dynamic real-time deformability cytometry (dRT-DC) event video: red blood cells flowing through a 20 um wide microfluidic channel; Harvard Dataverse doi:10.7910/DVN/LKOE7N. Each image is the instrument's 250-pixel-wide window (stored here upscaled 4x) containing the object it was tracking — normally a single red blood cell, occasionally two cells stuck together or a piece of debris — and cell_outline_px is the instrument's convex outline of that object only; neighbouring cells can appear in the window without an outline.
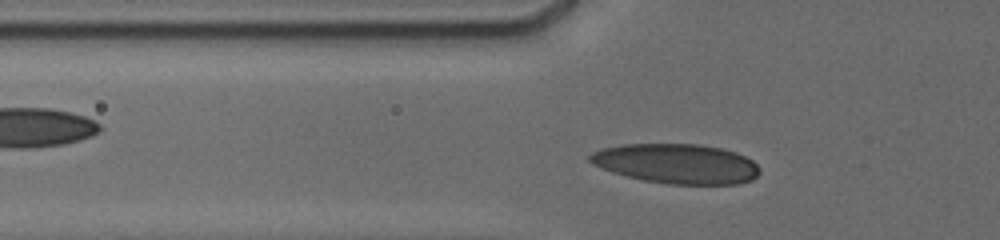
{"species": "human", "species_latin": "Homo sapiens", "temperature_condition": "cold", "stored_images_in_passage": 38, "camera_frame_rate_fps": 3000, "um_per_image_px": 0.085, "donor": {"sex": "male"}, "frame": {"image": 1, "passage_image": 7, "time_ms": 2.0, "image_size_px": [1000, 240], "cell_outline_px": [[760, 172], [752, 180], [740, 184], [668, 184], [644, 180], [612, 172], [600, 168], [592, 164], [588, 160], [588, 156], [592, 152], [600, 148], [624, 144], [696, 144], [720, 148], [736, 152], [752, 160], [760, 168]], "centroid_in_image_um": [57.49, 13.91], "position_along_channel_um": 68.3, "area_um2": 39.42}}
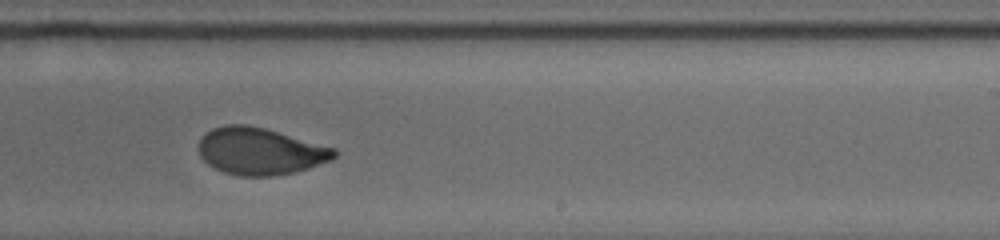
{"frame": {"image": 2, "passage_image": 22, "time_ms": 7.333, "image_size_px": [1000, 240], "cell_outline_px": [[336, 156], [332, 160], [296, 172], [272, 176], [240, 176], [224, 172], [212, 168], [200, 156], [200, 140], [212, 128], [228, 124], [244, 124], [264, 128], [336, 148]], "centroid_in_image_um": [22.13, 12.86], "position_along_channel_um": 266.9, "area_um2": 36.99}}
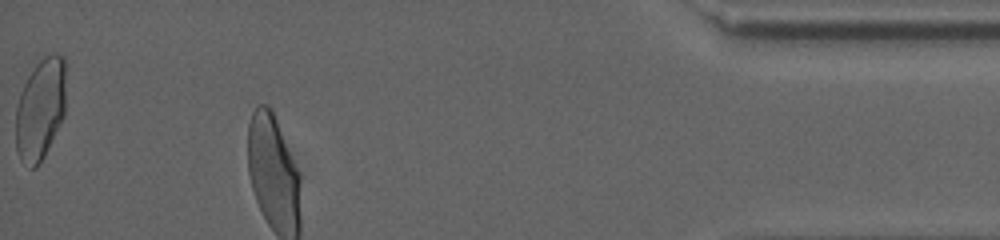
{"frame": {"image": 3, "passage_image": 38, "time_ms": 12.333, "image_size_px": [1000, 240], "cell_outline_px": [[64, 116], [44, 156], [36, 168], [28, 168], [20, 160], [16, 152], [16, 108], [20, 92], [28, 76], [36, 64], [44, 56], [52, 52], [56, 52], [64, 56]], "centroid_in_image_um": [3.41, 9.29], "position_along_channel_um": 431.8, "area_um2": 29.71}, "authors_computed_cell_mechanics": {"area_um2": 37.0209, "velocity_mm_per_s": 3.7886, "shape_relaxation_time_tau1_ms": 4.9522, "shape_relaxation_time_tau2_ms": null, "deformation_change_tau1": 0.1518, "deformation_change_tau2": null}}